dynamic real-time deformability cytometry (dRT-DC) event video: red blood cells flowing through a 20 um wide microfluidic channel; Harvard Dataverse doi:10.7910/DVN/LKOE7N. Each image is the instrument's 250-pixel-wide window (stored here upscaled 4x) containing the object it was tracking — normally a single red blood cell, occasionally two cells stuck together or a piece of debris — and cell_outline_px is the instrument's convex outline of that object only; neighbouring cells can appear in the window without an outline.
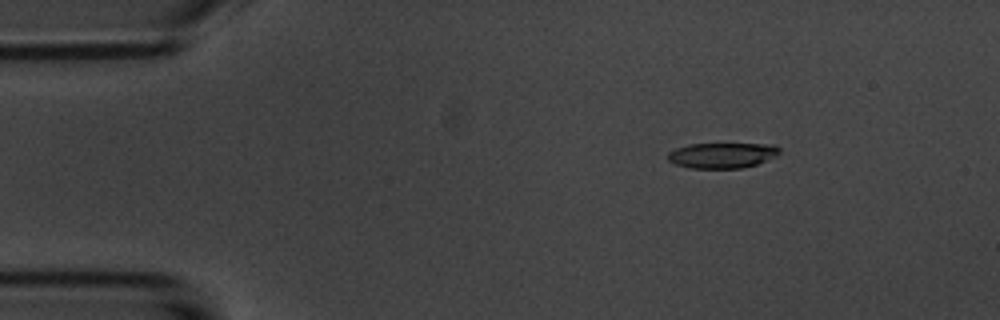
{"species": "common noctule bat (a hibernating species)", "species_latin": "Nyctalus noctula", "temperature_condition": "room temperature", "stored_images_in_passage": 6, "camera_frame_rate_fps": 3000, "um_per_image_px": 0.085, "animal": {"sex": "male", "body_mass_g": 20.1, "forearm_length_mm": 53.5}, "frame": {"image": 1, "passage_image": 3, "time_ms": 2.333, "image_size_px": [1000, 320], "cell_outline_px": [[780, 152], [776, 156], [756, 164], [744, 168], [688, 168], [676, 164], [668, 160], [668, 152], [676, 148], [688, 144], [776, 144], [780, 148]], "centroid_in_image_um": [61.39, 13.2], "position_along_channel_um": 23.6, "area_um2": 16.59}}